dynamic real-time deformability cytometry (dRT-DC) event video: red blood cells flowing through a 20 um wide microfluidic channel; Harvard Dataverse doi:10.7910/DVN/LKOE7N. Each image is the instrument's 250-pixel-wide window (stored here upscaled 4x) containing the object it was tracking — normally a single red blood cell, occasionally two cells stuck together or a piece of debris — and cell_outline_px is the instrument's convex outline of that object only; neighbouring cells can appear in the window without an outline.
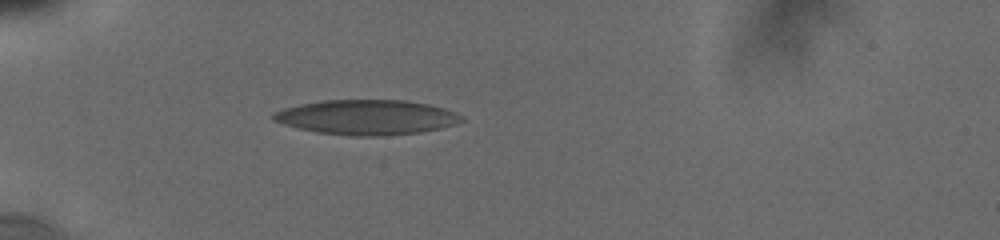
{"species": "human", "species_latin": "Homo sapiens", "temperature_condition": "cold", "stored_images_in_passage": 32, "camera_frame_rate_fps": 3000, "um_per_image_px": 0.085, "donor": {"sex": "male"}, "frame": {"image": 1, "passage_image": 1, "time_ms": 0.0, "image_size_px": [1000, 240], "cell_outline_px": [[464, 120], [456, 124], [440, 128], [420, 132], [376, 136], [348, 136], [316, 132], [284, 124], [272, 120], [272, 116], [276, 112], [284, 108], [300, 104], [324, 100], [408, 100], [428, 104], [444, 108], [460, 116]], "centroid_in_image_um": [31.16, 9.96], "position_along_channel_um": 53.8, "area_um2": 38.03}}
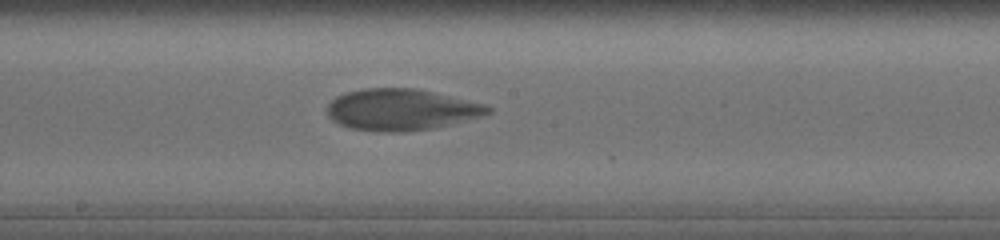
{"frame": {"image": 2, "passage_image": 15, "time_ms": 5.0, "image_size_px": [1000, 240], "cell_outline_px": [[492, 112], [480, 116], [436, 128], [404, 132], [380, 132], [348, 128], [332, 120], [328, 116], [328, 104], [336, 96], [348, 92], [368, 88], [412, 88], [432, 92], [484, 104], [492, 108]], "centroid_in_image_um": [34.08, 9.34], "position_along_channel_um": 214.1, "area_um2": 38.55}}
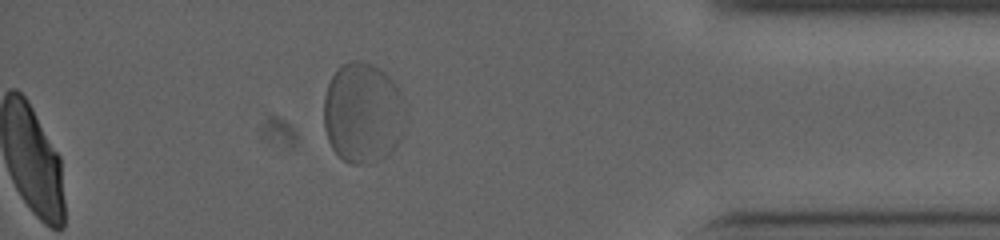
{"frame": {"image": 3, "passage_image": 29, "time_ms": 11.0, "image_size_px": [1000, 240], "cell_outline_px": [[404, 132], [400, 140], [388, 156], [372, 164], [352, 164], [344, 160], [332, 148], [328, 140], [324, 128], [324, 96], [328, 84], [336, 68], [340, 64], [348, 60], [356, 60], [372, 64], [384, 72], [396, 84], [404, 100]], "centroid_in_image_um": [30.85, 9.6], "position_along_channel_um": 404.4, "area_um2": 48.61}, "authors_computed_cell_mechanics": {"area_um2": 38.5526, "velocity_mm_per_s": 3.6618, "shape_relaxation_time_tau1_ms": 8.1817, "shape_relaxation_time_tau2_ms": null, "deformation_change_tau1": 0.2215, "deformation_change_tau2": null}}